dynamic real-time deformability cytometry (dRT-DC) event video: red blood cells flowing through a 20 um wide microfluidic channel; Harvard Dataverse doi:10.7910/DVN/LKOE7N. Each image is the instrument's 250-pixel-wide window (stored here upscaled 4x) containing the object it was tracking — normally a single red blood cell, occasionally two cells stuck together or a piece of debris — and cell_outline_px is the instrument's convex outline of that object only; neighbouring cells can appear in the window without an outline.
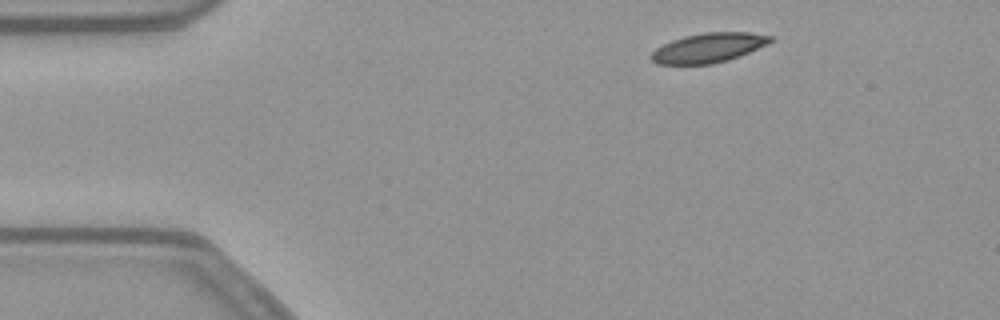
{"species": "common noctule bat (a hibernating species)", "species_latin": "Nyctalus noctula", "temperature_condition": "warm", "stored_images_in_passage": 47, "camera_frame_rate_fps": 3000, "um_per_image_px": 0.085, "animal": {"sex": "female", "body_mass_g": 21.9}, "frame": {"image": 1, "passage_image": 1, "time_ms": 0.0, "image_size_px": [1000, 320], "cell_outline_px": [[772, 40], [768, 44], [728, 60], [712, 64], [656, 64], [648, 56], [656, 48], [672, 40], [684, 36], [704, 32], [752, 32], [772, 36]], "centroid_in_image_um": [60.2, 4.06], "position_along_channel_um": 24.8, "area_um2": 20.46}}
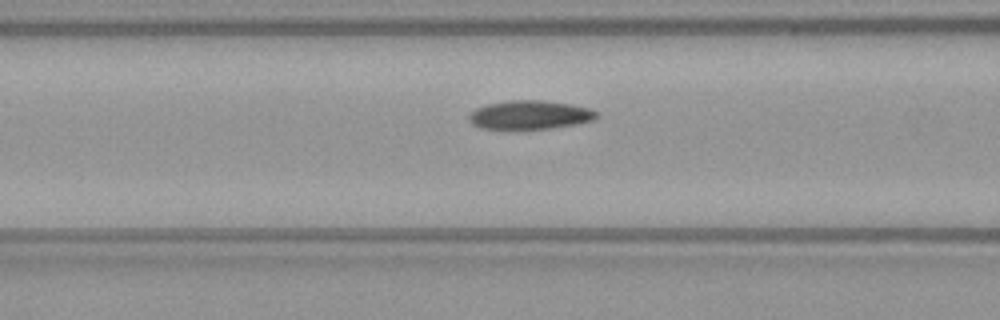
{"frame": {"image": 2, "passage_image": 14, "time_ms": 4.333, "image_size_px": [1000, 320], "cell_outline_px": [[600, 116], [592, 120], [552, 128], [512, 132], [480, 128], [472, 124], [468, 120], [468, 116], [476, 108], [488, 104], [508, 100], [540, 100], [572, 104], [588, 108], [600, 112]], "centroid_in_image_um": [44.99, 9.81], "position_along_channel_um": 121.6, "area_um2": 22.2}}
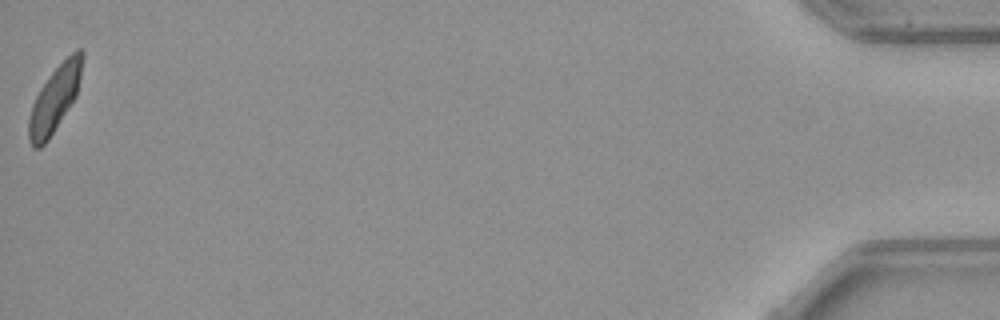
{"frame": {"image": 3, "passage_image": 47, "time_ms": 15.333, "image_size_px": [1000, 320], "cell_outline_px": [[84, 52], [80, 76], [76, 96], [48, 140], [40, 148], [32, 148], [28, 140], [28, 120], [32, 104], [40, 88], [48, 76], [76, 48], [80, 48]], "centroid_in_image_um": [4.63, 8.42], "position_along_channel_um": 430.6, "area_um2": 20.35}, "authors_computed_cell_mechanics": {"area_um2": 21.386, "velocity_mm_per_s": 3.7862, "shape_relaxation_time_tau1_ms": 10.0111, "shape_relaxation_time_tau2_ms": 6.7467, "deformation_change_tau1": 0.1945, "deformation_change_tau2": 0.1238}}